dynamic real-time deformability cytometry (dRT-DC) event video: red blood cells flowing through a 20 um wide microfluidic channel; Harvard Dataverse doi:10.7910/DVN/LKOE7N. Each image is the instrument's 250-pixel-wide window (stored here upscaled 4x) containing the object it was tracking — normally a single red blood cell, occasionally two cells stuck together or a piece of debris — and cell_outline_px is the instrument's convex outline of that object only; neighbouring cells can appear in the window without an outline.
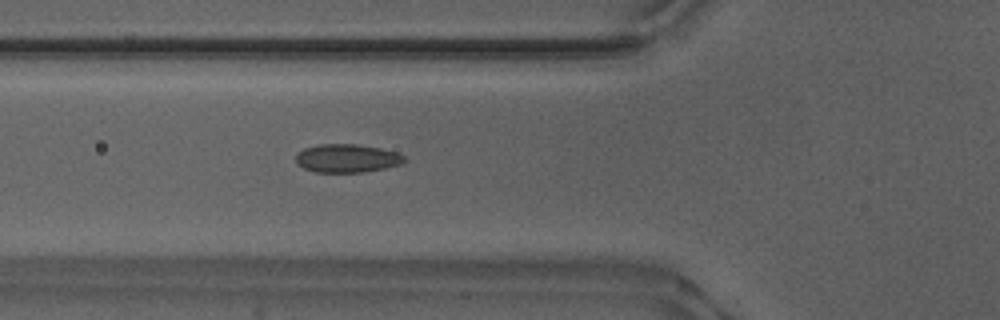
{"species": "Egyptian fruit bat (a non-hibernating species)", "species_latin": "Rousettus aegyptiacus", "temperature_condition": "warm", "stored_images_in_passage": 44, "camera_frame_rate_fps": 3000, "um_per_image_px": 0.085, "animal": {"sex": "male"}, "frame": {"image": 1, "passage_image": 13, "time_ms": 4.0, "image_size_px": [1000, 320], "cell_outline_px": [[408, 160], [400, 164], [384, 168], [364, 172], [316, 172], [304, 168], [296, 164], [296, 156], [304, 148], [320, 144], [356, 144], [380, 148], [396, 152], [404, 156]], "centroid_in_image_um": [29.5, 13.45], "position_along_channel_um": 96.3, "area_um2": 17.86}}
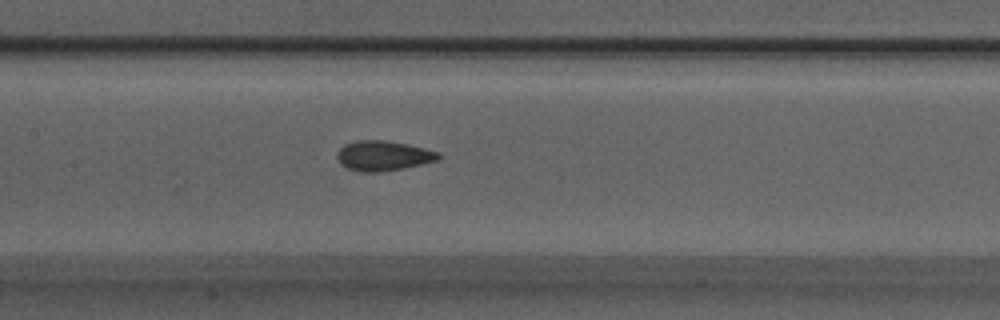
{"frame": {"image": 2, "passage_image": 19, "time_ms": 6.0, "image_size_px": [1000, 320], "cell_outline_px": [[440, 156], [436, 160], [404, 168], [380, 172], [360, 172], [348, 168], [340, 164], [336, 156], [336, 152], [344, 144], [356, 140], [384, 140], [408, 144], [440, 152]], "centroid_in_image_um": [32.53, 13.23], "position_along_channel_um": 174.9, "area_um2": 17.74}}
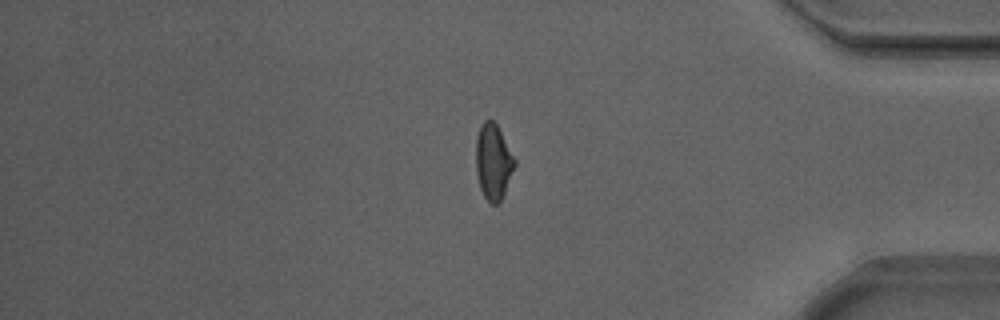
{"frame": {"image": 3, "passage_image": 38, "time_ms": 12.333, "image_size_px": [1000, 320], "cell_outline_px": [[516, 164], [504, 192], [500, 200], [496, 204], [492, 204], [484, 196], [480, 188], [476, 172], [476, 136], [484, 120], [492, 120], [496, 124], [516, 160]], "centroid_in_image_um": [41.92, 13.74], "position_along_channel_um": 393.3, "area_um2": 16.76}}